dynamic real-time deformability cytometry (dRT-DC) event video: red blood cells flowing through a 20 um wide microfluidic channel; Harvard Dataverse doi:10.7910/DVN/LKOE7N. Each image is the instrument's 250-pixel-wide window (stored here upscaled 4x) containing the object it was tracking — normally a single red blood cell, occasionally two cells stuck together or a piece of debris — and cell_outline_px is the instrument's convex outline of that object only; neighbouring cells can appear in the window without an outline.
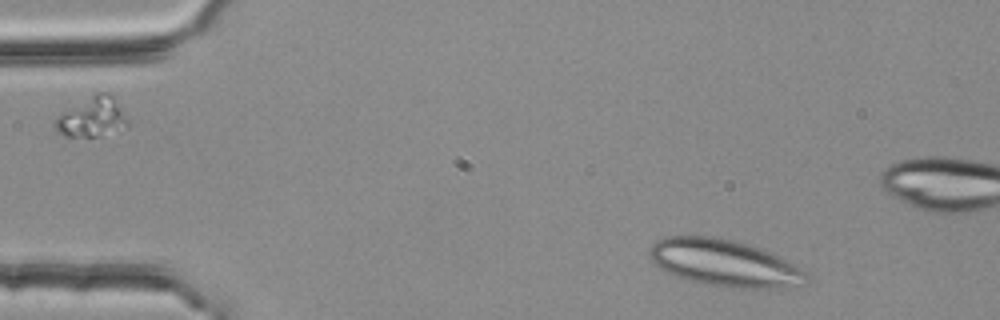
{"species": "common noctule bat (a hibernating species)", "species_latin": "Nyctalus noctula", "temperature_condition": "room temperature", "stored_images_in_passage": 47, "camera_frame_rate_fps": 3000, "um_per_image_px": 0.085, "animal": {"sex": "female", "body_mass_g": 25.1}, "frame": {"image": 1, "passage_image": 2, "time_ms": 0.333, "image_size_px": [1000, 320], "cell_outline_px": [[808, 280], [804, 284], [772, 288], [736, 288], [708, 284], [692, 280], [668, 272], [660, 268], [652, 260], [648, 252], [652, 244], [656, 240], [664, 236], [708, 236], [732, 240], [748, 244], [780, 256], [804, 272], [808, 276]], "centroid_in_image_um": [61.55, 22.34], "position_along_channel_um": 23.4, "area_um2": 42.08}}
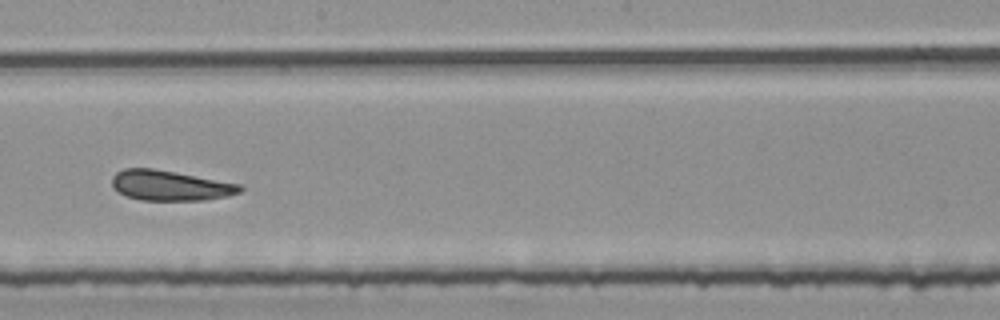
{"frame": {"image": 2, "passage_image": 25, "time_ms": 8.0, "image_size_px": [1000, 320], "cell_outline_px": [[244, 188], [240, 192], [228, 196], [204, 200], [140, 200], [124, 196], [112, 188], [112, 176], [116, 172], [124, 168], [152, 168], [176, 172], [240, 184]], "centroid_in_image_um": [14.42, 15.77], "position_along_channel_um": 233.8, "area_um2": 22.66}}
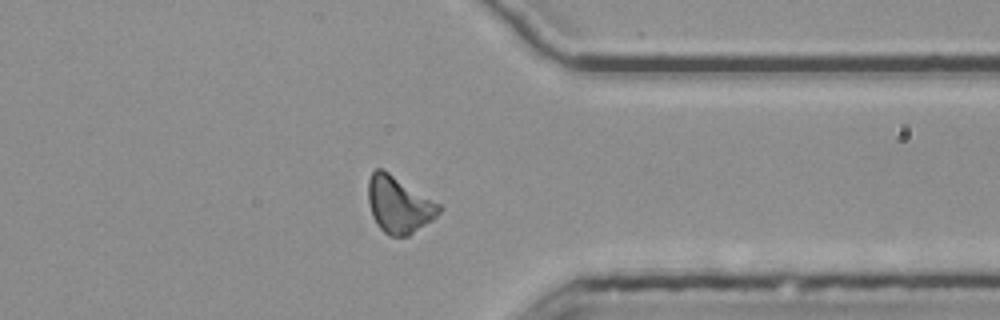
{"frame": {"image": 3, "passage_image": 37, "time_ms": 12.0, "image_size_px": [1000, 320], "cell_outline_px": [[444, 208], [432, 220], [408, 236], [388, 236], [376, 224], [372, 216], [368, 200], [368, 180], [372, 172], [376, 168], [384, 168], [440, 204]], "centroid_in_image_um": [33.9, 17.38], "position_along_channel_um": 377.5, "area_um2": 23.58}, "authors_computed_cell_mechanics": {"area_um2": 22.7732, "velocity_mm_per_s": 3.7782, "shape_relaxation_time_tau1_ms": null, "shape_relaxation_time_tau2_ms": 5.5432, "deformation_change_tau1": null, "deformation_change_tau2": 0.1498}}